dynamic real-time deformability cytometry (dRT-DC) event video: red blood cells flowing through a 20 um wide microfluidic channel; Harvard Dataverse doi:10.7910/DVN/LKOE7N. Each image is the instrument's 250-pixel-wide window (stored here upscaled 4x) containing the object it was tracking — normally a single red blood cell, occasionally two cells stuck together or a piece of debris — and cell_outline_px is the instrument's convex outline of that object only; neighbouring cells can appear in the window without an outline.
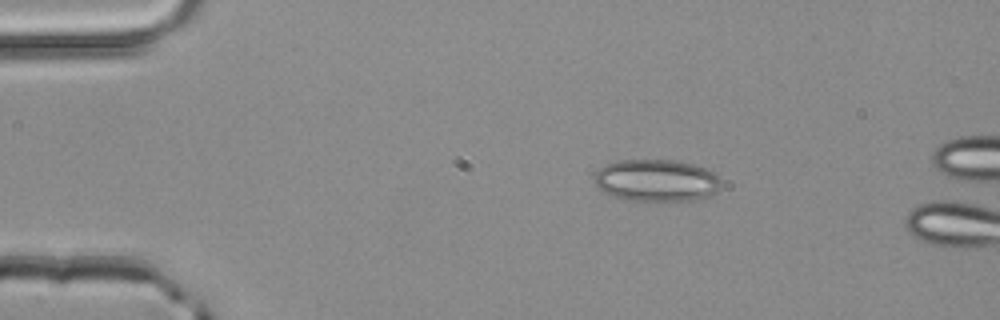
{"species": "common noctule bat (a hibernating species)", "species_latin": "Nyctalus noctula", "temperature_condition": "room temperature", "stored_images_in_passage": 3, "camera_frame_rate_fps": 3000, "um_per_image_px": 0.085, "animal": {"sex": "male", "body_mass_g": 20.4}, "frame": {"image": 1, "passage_image": 1, "time_ms": 0.0, "image_size_px": [1000, 320], "cell_outline_px": [[720, 188], [716, 192], [708, 196], [692, 200], [624, 200], [600, 192], [596, 184], [596, 172], [604, 164], [620, 160], [676, 160], [692, 164], [704, 168], [712, 172], [720, 180]], "centroid_in_image_um": [55.76, 15.34], "position_along_channel_um": 29.2, "area_um2": 30.98}}